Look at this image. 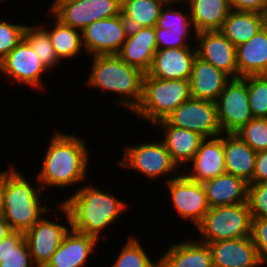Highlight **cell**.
I'll list each match as a JSON object with an SVG mask.
<instances>
[{"mask_svg":"<svg viewBox=\"0 0 267 267\" xmlns=\"http://www.w3.org/2000/svg\"><path fill=\"white\" fill-rule=\"evenodd\" d=\"M89 153L84 138L58 132L51 137L42 168L37 175L38 186L70 187L86 179Z\"/></svg>","mask_w":267,"mask_h":267,"instance_id":"obj_1","label":"cell"},{"mask_svg":"<svg viewBox=\"0 0 267 267\" xmlns=\"http://www.w3.org/2000/svg\"><path fill=\"white\" fill-rule=\"evenodd\" d=\"M68 211L71 229L100 240L99 234L124 211L126 203L96 186L81 187L61 203Z\"/></svg>","mask_w":267,"mask_h":267,"instance_id":"obj_2","label":"cell"},{"mask_svg":"<svg viewBox=\"0 0 267 267\" xmlns=\"http://www.w3.org/2000/svg\"><path fill=\"white\" fill-rule=\"evenodd\" d=\"M92 59V71L86 83L92 88L120 95L116 102L133 112L142 98L144 73L125 63L118 55H96Z\"/></svg>","mask_w":267,"mask_h":267,"instance_id":"obj_3","label":"cell"},{"mask_svg":"<svg viewBox=\"0 0 267 267\" xmlns=\"http://www.w3.org/2000/svg\"><path fill=\"white\" fill-rule=\"evenodd\" d=\"M6 170V190L4 196L3 218L13 231L26 233L32 228L44 213L47 207L41 205L40 186L33 187L13 166ZM44 214V215H42Z\"/></svg>","mask_w":267,"mask_h":267,"instance_id":"obj_4","label":"cell"},{"mask_svg":"<svg viewBox=\"0 0 267 267\" xmlns=\"http://www.w3.org/2000/svg\"><path fill=\"white\" fill-rule=\"evenodd\" d=\"M190 98L189 80H165L144 74L142 98L133 113L154 125Z\"/></svg>","mask_w":267,"mask_h":267,"instance_id":"obj_5","label":"cell"},{"mask_svg":"<svg viewBox=\"0 0 267 267\" xmlns=\"http://www.w3.org/2000/svg\"><path fill=\"white\" fill-rule=\"evenodd\" d=\"M251 220L248 203L211 207L197 226L200 242L250 237Z\"/></svg>","mask_w":267,"mask_h":267,"instance_id":"obj_6","label":"cell"},{"mask_svg":"<svg viewBox=\"0 0 267 267\" xmlns=\"http://www.w3.org/2000/svg\"><path fill=\"white\" fill-rule=\"evenodd\" d=\"M122 168H131L147 176L150 180L178 173L177 164L171 159L163 141L145 142L142 144L125 147L124 159L119 161Z\"/></svg>","mask_w":267,"mask_h":267,"instance_id":"obj_7","label":"cell"},{"mask_svg":"<svg viewBox=\"0 0 267 267\" xmlns=\"http://www.w3.org/2000/svg\"><path fill=\"white\" fill-rule=\"evenodd\" d=\"M215 103L222 133H236L254 118L248 102V84L243 77L231 78Z\"/></svg>","mask_w":267,"mask_h":267,"instance_id":"obj_8","label":"cell"},{"mask_svg":"<svg viewBox=\"0 0 267 267\" xmlns=\"http://www.w3.org/2000/svg\"><path fill=\"white\" fill-rule=\"evenodd\" d=\"M169 125L199 133L204 138L222 135L216 103L190 98L164 119Z\"/></svg>","mask_w":267,"mask_h":267,"instance_id":"obj_9","label":"cell"},{"mask_svg":"<svg viewBox=\"0 0 267 267\" xmlns=\"http://www.w3.org/2000/svg\"><path fill=\"white\" fill-rule=\"evenodd\" d=\"M128 31V24L121 14L101 19L81 31L82 46L92 56L117 55Z\"/></svg>","mask_w":267,"mask_h":267,"instance_id":"obj_10","label":"cell"},{"mask_svg":"<svg viewBox=\"0 0 267 267\" xmlns=\"http://www.w3.org/2000/svg\"><path fill=\"white\" fill-rule=\"evenodd\" d=\"M166 180L175 210L181 218L190 219L197 227L210 209L203 184L182 173Z\"/></svg>","mask_w":267,"mask_h":267,"instance_id":"obj_11","label":"cell"},{"mask_svg":"<svg viewBox=\"0 0 267 267\" xmlns=\"http://www.w3.org/2000/svg\"><path fill=\"white\" fill-rule=\"evenodd\" d=\"M59 208L66 215L69 227L42 217L25 233L31 258L36 267L46 266L71 229V220L67 209L62 204L59 205Z\"/></svg>","mask_w":267,"mask_h":267,"instance_id":"obj_12","label":"cell"},{"mask_svg":"<svg viewBox=\"0 0 267 267\" xmlns=\"http://www.w3.org/2000/svg\"><path fill=\"white\" fill-rule=\"evenodd\" d=\"M49 71L31 46L22 39L0 62V73L10 77L15 83L34 88L44 86L42 75Z\"/></svg>","mask_w":267,"mask_h":267,"instance_id":"obj_13","label":"cell"},{"mask_svg":"<svg viewBox=\"0 0 267 267\" xmlns=\"http://www.w3.org/2000/svg\"><path fill=\"white\" fill-rule=\"evenodd\" d=\"M196 56L213 64L230 78H238L236 46L220 30L195 33Z\"/></svg>","mask_w":267,"mask_h":267,"instance_id":"obj_14","label":"cell"},{"mask_svg":"<svg viewBox=\"0 0 267 267\" xmlns=\"http://www.w3.org/2000/svg\"><path fill=\"white\" fill-rule=\"evenodd\" d=\"M195 46L181 48L157 49L148 76L173 80H189L192 65L196 57Z\"/></svg>","mask_w":267,"mask_h":267,"instance_id":"obj_15","label":"cell"},{"mask_svg":"<svg viewBox=\"0 0 267 267\" xmlns=\"http://www.w3.org/2000/svg\"><path fill=\"white\" fill-rule=\"evenodd\" d=\"M213 267L262 266L251 237L219 240L208 243Z\"/></svg>","mask_w":267,"mask_h":267,"instance_id":"obj_16","label":"cell"},{"mask_svg":"<svg viewBox=\"0 0 267 267\" xmlns=\"http://www.w3.org/2000/svg\"><path fill=\"white\" fill-rule=\"evenodd\" d=\"M157 51L155 27L129 29L118 56L128 65L146 74Z\"/></svg>","mask_w":267,"mask_h":267,"instance_id":"obj_17","label":"cell"},{"mask_svg":"<svg viewBox=\"0 0 267 267\" xmlns=\"http://www.w3.org/2000/svg\"><path fill=\"white\" fill-rule=\"evenodd\" d=\"M189 163H192L191 173L184 174L195 182L203 183L226 173L223 133L222 136L205 138Z\"/></svg>","mask_w":267,"mask_h":267,"instance_id":"obj_18","label":"cell"},{"mask_svg":"<svg viewBox=\"0 0 267 267\" xmlns=\"http://www.w3.org/2000/svg\"><path fill=\"white\" fill-rule=\"evenodd\" d=\"M230 79L213 64L196 56L189 79L191 98L216 102Z\"/></svg>","mask_w":267,"mask_h":267,"instance_id":"obj_19","label":"cell"},{"mask_svg":"<svg viewBox=\"0 0 267 267\" xmlns=\"http://www.w3.org/2000/svg\"><path fill=\"white\" fill-rule=\"evenodd\" d=\"M98 242L95 237L70 229L45 267H85Z\"/></svg>","mask_w":267,"mask_h":267,"instance_id":"obj_20","label":"cell"},{"mask_svg":"<svg viewBox=\"0 0 267 267\" xmlns=\"http://www.w3.org/2000/svg\"><path fill=\"white\" fill-rule=\"evenodd\" d=\"M202 184L210 208L247 203L248 183L238 176L223 173Z\"/></svg>","mask_w":267,"mask_h":267,"instance_id":"obj_21","label":"cell"},{"mask_svg":"<svg viewBox=\"0 0 267 267\" xmlns=\"http://www.w3.org/2000/svg\"><path fill=\"white\" fill-rule=\"evenodd\" d=\"M155 125L166 132L163 133L165 135L162 141L179 168L193 159L205 139L197 132L169 125L165 120H160Z\"/></svg>","mask_w":267,"mask_h":267,"instance_id":"obj_22","label":"cell"},{"mask_svg":"<svg viewBox=\"0 0 267 267\" xmlns=\"http://www.w3.org/2000/svg\"><path fill=\"white\" fill-rule=\"evenodd\" d=\"M226 173L233 174L252 184L257 152L236 133H223Z\"/></svg>","mask_w":267,"mask_h":267,"instance_id":"obj_23","label":"cell"},{"mask_svg":"<svg viewBox=\"0 0 267 267\" xmlns=\"http://www.w3.org/2000/svg\"><path fill=\"white\" fill-rule=\"evenodd\" d=\"M238 77L267 75V29L236 47Z\"/></svg>","mask_w":267,"mask_h":267,"instance_id":"obj_24","label":"cell"},{"mask_svg":"<svg viewBox=\"0 0 267 267\" xmlns=\"http://www.w3.org/2000/svg\"><path fill=\"white\" fill-rule=\"evenodd\" d=\"M159 267H213L211 250L197 240L176 242L159 258Z\"/></svg>","mask_w":267,"mask_h":267,"instance_id":"obj_25","label":"cell"},{"mask_svg":"<svg viewBox=\"0 0 267 267\" xmlns=\"http://www.w3.org/2000/svg\"><path fill=\"white\" fill-rule=\"evenodd\" d=\"M188 5L194 33L220 30L232 10L228 0H189Z\"/></svg>","mask_w":267,"mask_h":267,"instance_id":"obj_26","label":"cell"},{"mask_svg":"<svg viewBox=\"0 0 267 267\" xmlns=\"http://www.w3.org/2000/svg\"><path fill=\"white\" fill-rule=\"evenodd\" d=\"M263 27L262 14L251 11L231 10L220 31L237 47L249 41Z\"/></svg>","mask_w":267,"mask_h":267,"instance_id":"obj_27","label":"cell"},{"mask_svg":"<svg viewBox=\"0 0 267 267\" xmlns=\"http://www.w3.org/2000/svg\"><path fill=\"white\" fill-rule=\"evenodd\" d=\"M49 11L61 23L80 31L95 22L94 0H55Z\"/></svg>","mask_w":267,"mask_h":267,"instance_id":"obj_28","label":"cell"},{"mask_svg":"<svg viewBox=\"0 0 267 267\" xmlns=\"http://www.w3.org/2000/svg\"><path fill=\"white\" fill-rule=\"evenodd\" d=\"M164 5L161 0H121V15L129 29L155 27Z\"/></svg>","mask_w":267,"mask_h":267,"instance_id":"obj_29","label":"cell"},{"mask_svg":"<svg viewBox=\"0 0 267 267\" xmlns=\"http://www.w3.org/2000/svg\"><path fill=\"white\" fill-rule=\"evenodd\" d=\"M0 267H36L25 233L13 231L0 241Z\"/></svg>","mask_w":267,"mask_h":267,"instance_id":"obj_30","label":"cell"},{"mask_svg":"<svg viewBox=\"0 0 267 267\" xmlns=\"http://www.w3.org/2000/svg\"><path fill=\"white\" fill-rule=\"evenodd\" d=\"M53 18L55 19L53 28L50 30H47V26L43 28L47 31L59 60L77 56L84 50L81 49L83 48L81 31L61 23L54 16Z\"/></svg>","mask_w":267,"mask_h":267,"instance_id":"obj_31","label":"cell"},{"mask_svg":"<svg viewBox=\"0 0 267 267\" xmlns=\"http://www.w3.org/2000/svg\"><path fill=\"white\" fill-rule=\"evenodd\" d=\"M42 25V26H41ZM26 26L23 39L31 46L44 66L50 70L60 61L43 24Z\"/></svg>","mask_w":267,"mask_h":267,"instance_id":"obj_32","label":"cell"},{"mask_svg":"<svg viewBox=\"0 0 267 267\" xmlns=\"http://www.w3.org/2000/svg\"><path fill=\"white\" fill-rule=\"evenodd\" d=\"M135 237L128 238L111 267H159V259L153 262Z\"/></svg>","mask_w":267,"mask_h":267,"instance_id":"obj_33","label":"cell"},{"mask_svg":"<svg viewBox=\"0 0 267 267\" xmlns=\"http://www.w3.org/2000/svg\"><path fill=\"white\" fill-rule=\"evenodd\" d=\"M243 78L248 84V102L253 117L267 118V75Z\"/></svg>","mask_w":267,"mask_h":267,"instance_id":"obj_34","label":"cell"},{"mask_svg":"<svg viewBox=\"0 0 267 267\" xmlns=\"http://www.w3.org/2000/svg\"><path fill=\"white\" fill-rule=\"evenodd\" d=\"M255 152L267 150V118L254 117L236 132Z\"/></svg>","mask_w":267,"mask_h":267,"instance_id":"obj_35","label":"cell"},{"mask_svg":"<svg viewBox=\"0 0 267 267\" xmlns=\"http://www.w3.org/2000/svg\"><path fill=\"white\" fill-rule=\"evenodd\" d=\"M165 6L166 9L164 10L163 8ZM173 7V4H165L162 7L156 26L162 29H169L170 31L175 32L190 31L191 28H194L190 16V11L187 12L186 15V13L184 14L182 10H176Z\"/></svg>","mask_w":267,"mask_h":267,"instance_id":"obj_36","label":"cell"},{"mask_svg":"<svg viewBox=\"0 0 267 267\" xmlns=\"http://www.w3.org/2000/svg\"><path fill=\"white\" fill-rule=\"evenodd\" d=\"M0 20V62L23 39L27 25Z\"/></svg>","mask_w":267,"mask_h":267,"instance_id":"obj_37","label":"cell"},{"mask_svg":"<svg viewBox=\"0 0 267 267\" xmlns=\"http://www.w3.org/2000/svg\"><path fill=\"white\" fill-rule=\"evenodd\" d=\"M247 203L252 218L267 219V181L248 184Z\"/></svg>","mask_w":267,"mask_h":267,"instance_id":"obj_38","label":"cell"},{"mask_svg":"<svg viewBox=\"0 0 267 267\" xmlns=\"http://www.w3.org/2000/svg\"><path fill=\"white\" fill-rule=\"evenodd\" d=\"M155 33L157 49L181 48L192 45L187 41L190 38V31L175 32L155 26Z\"/></svg>","mask_w":267,"mask_h":267,"instance_id":"obj_39","label":"cell"},{"mask_svg":"<svg viewBox=\"0 0 267 267\" xmlns=\"http://www.w3.org/2000/svg\"><path fill=\"white\" fill-rule=\"evenodd\" d=\"M250 237L256 246L261 265L267 264V219L252 218Z\"/></svg>","mask_w":267,"mask_h":267,"instance_id":"obj_40","label":"cell"},{"mask_svg":"<svg viewBox=\"0 0 267 267\" xmlns=\"http://www.w3.org/2000/svg\"><path fill=\"white\" fill-rule=\"evenodd\" d=\"M95 21L121 14V0H94Z\"/></svg>","mask_w":267,"mask_h":267,"instance_id":"obj_41","label":"cell"},{"mask_svg":"<svg viewBox=\"0 0 267 267\" xmlns=\"http://www.w3.org/2000/svg\"><path fill=\"white\" fill-rule=\"evenodd\" d=\"M232 10L251 11L262 14L267 0H228Z\"/></svg>","mask_w":267,"mask_h":267,"instance_id":"obj_42","label":"cell"},{"mask_svg":"<svg viewBox=\"0 0 267 267\" xmlns=\"http://www.w3.org/2000/svg\"><path fill=\"white\" fill-rule=\"evenodd\" d=\"M267 181V150L257 152L252 183Z\"/></svg>","mask_w":267,"mask_h":267,"instance_id":"obj_43","label":"cell"},{"mask_svg":"<svg viewBox=\"0 0 267 267\" xmlns=\"http://www.w3.org/2000/svg\"><path fill=\"white\" fill-rule=\"evenodd\" d=\"M6 190V171H0V215L4 208V196Z\"/></svg>","mask_w":267,"mask_h":267,"instance_id":"obj_44","label":"cell"},{"mask_svg":"<svg viewBox=\"0 0 267 267\" xmlns=\"http://www.w3.org/2000/svg\"><path fill=\"white\" fill-rule=\"evenodd\" d=\"M12 232L13 230L11 229L8 222L3 218L2 215H0V241Z\"/></svg>","mask_w":267,"mask_h":267,"instance_id":"obj_45","label":"cell"},{"mask_svg":"<svg viewBox=\"0 0 267 267\" xmlns=\"http://www.w3.org/2000/svg\"><path fill=\"white\" fill-rule=\"evenodd\" d=\"M164 4L188 3L189 0H161Z\"/></svg>","mask_w":267,"mask_h":267,"instance_id":"obj_46","label":"cell"},{"mask_svg":"<svg viewBox=\"0 0 267 267\" xmlns=\"http://www.w3.org/2000/svg\"><path fill=\"white\" fill-rule=\"evenodd\" d=\"M264 28L267 29V2L264 11L262 12Z\"/></svg>","mask_w":267,"mask_h":267,"instance_id":"obj_47","label":"cell"}]
</instances>
